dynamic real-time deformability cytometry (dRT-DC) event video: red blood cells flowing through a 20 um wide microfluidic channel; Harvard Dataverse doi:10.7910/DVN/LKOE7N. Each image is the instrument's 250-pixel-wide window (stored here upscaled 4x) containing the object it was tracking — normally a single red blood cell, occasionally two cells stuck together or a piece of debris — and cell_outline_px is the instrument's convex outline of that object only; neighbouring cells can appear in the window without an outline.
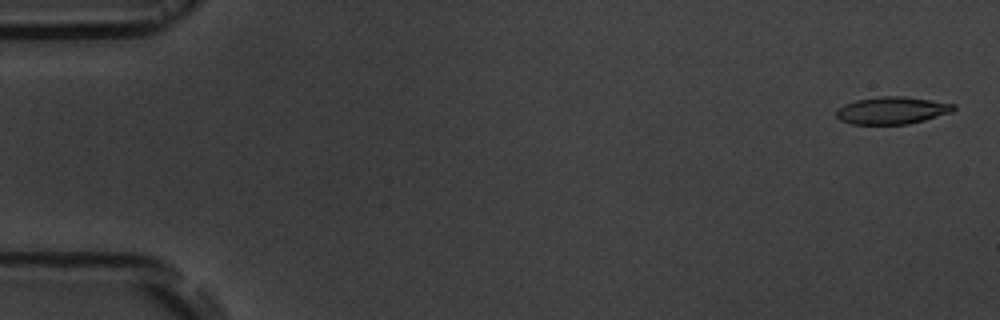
{"species": "common noctule bat (a hibernating species)", "species_latin": "Nyctalus noctula", "temperature_condition": "room temperature", "stored_images_in_passage": 11, "camera_frame_rate_fps": 3000, "um_per_image_px": 0.085, "animal": {"sex": "male", "body_mass_g": 19.5, "forearm_length_mm": 54.6}, "frame": {"image": 1, "passage_image": 1, "time_ms": 0.0, "image_size_px": [1000, 320], "cell_outline_px": [[956, 108], [952, 112], [924, 120], [908, 124], [852, 124], [840, 120], [836, 116], [836, 112], [844, 104], [856, 100], [880, 96], [904, 96], [932, 100], [956, 104]], "centroid_in_image_um": [75.85, 9.38], "position_along_channel_um": 9.2, "area_um2": 18.67}}
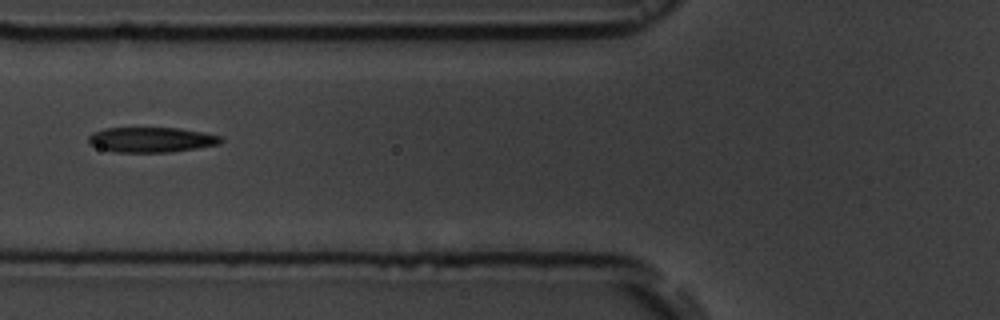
{"frame": {"image": 2, "passage_image": 6, "time_ms": 6.667, "image_size_px": [1000, 320], "cell_outline_px": [[224, 140], [220, 144], [172, 152], [116, 152], [100, 148], [88, 144], [88, 136], [92, 132], [104, 128], [180, 128], [204, 132], [220, 136]], "centroid_in_image_um": [12.86, 11.87], "position_along_channel_um": 112.9, "area_um2": 19.48}}
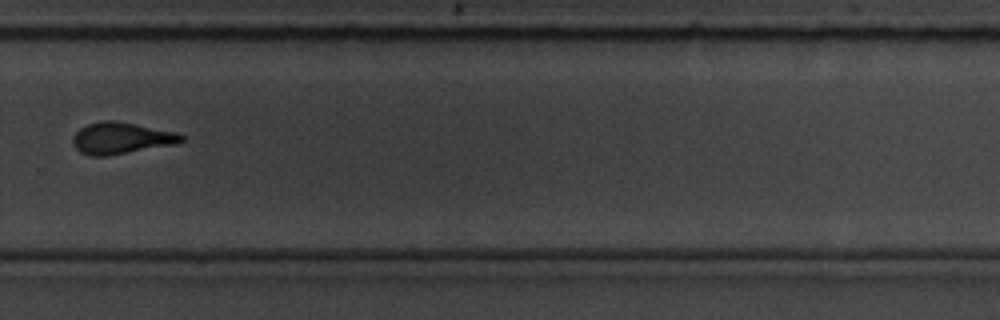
{"frame": {"image": 3, "passage_image": 11, "time_ms": 12.333, "image_size_px": [1000, 320], "cell_outline_px": [[184, 140], [176, 144], [108, 156], [88, 156], [80, 152], [76, 148], [72, 140], [72, 136], [80, 128], [88, 124], [104, 120], [116, 120], [176, 132], [184, 136]], "centroid_in_image_um": [10.29, 11.75], "position_along_channel_um": 319.5, "area_um2": 20.06}}